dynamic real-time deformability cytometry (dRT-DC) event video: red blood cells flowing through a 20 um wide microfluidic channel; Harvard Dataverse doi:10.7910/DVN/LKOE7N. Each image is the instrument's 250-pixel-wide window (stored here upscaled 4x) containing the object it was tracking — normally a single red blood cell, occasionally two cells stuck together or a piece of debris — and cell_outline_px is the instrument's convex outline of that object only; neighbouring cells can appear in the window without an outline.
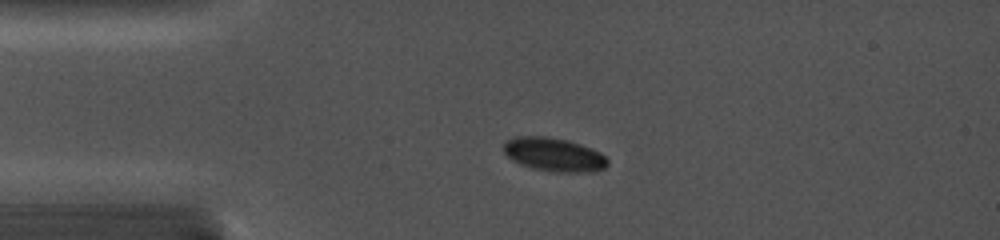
{"species": "common noctule bat (a hibernating species)", "species_latin": "Nyctalus noctula", "temperature_condition": "cold", "stored_images_in_passage": 20, "camera_frame_rate_fps": 5000, "um_per_image_px": 0.085, "animal": {"sex": "female", "body_mass_g": 19.0, "forearm_length_mm": 56.7}, "frame": {"image": 1, "passage_image": 10, "time_ms": 3.6, "image_size_px": [1000, 240], "cell_outline_px": [[608, 164], [604, 168], [596, 172], [556, 172], [532, 168], [520, 164], [512, 160], [504, 152], [504, 144], [508, 140], [516, 136], [548, 136], [568, 140], [580, 144], [600, 152], [608, 160]], "centroid_in_image_um": [47.1, 13.14], "position_along_channel_um": 37.9, "area_um2": 20.4}}
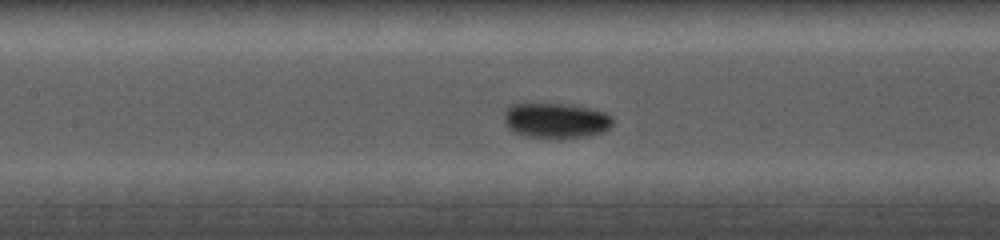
{"frame": {"image": 2, "passage_image": 16, "time_ms": 7.4, "image_size_px": [1000, 240], "cell_outline_px": [[612, 124], [604, 132], [584, 136], [560, 140], [548, 140], [524, 136], [512, 132], [508, 128], [504, 120], [504, 112], [512, 104], [524, 100], [532, 100], [572, 104], [604, 112], [612, 116]], "centroid_in_image_um": [47.16, 10.22], "position_along_channel_um": 160.2, "area_um2": 23.81}}
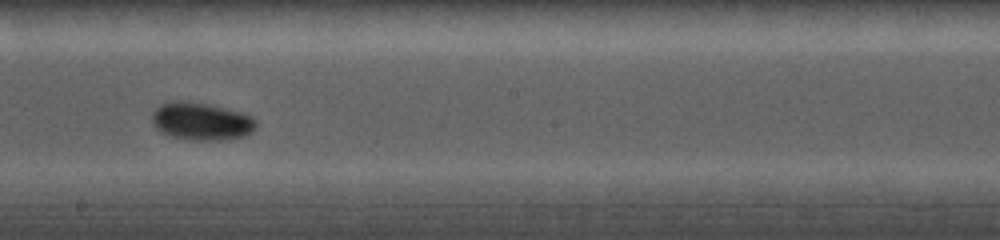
{"frame": {"image": 3, "passage_image": 19, "time_ms": 9.2, "image_size_px": [1000, 240], "cell_outline_px": [[256, 128], [252, 132], [244, 136], [220, 140], [192, 140], [172, 136], [156, 128], [152, 124], [152, 112], [160, 104], [172, 100], [176, 100], [204, 104], [224, 108], [240, 112], [252, 116], [256, 120]], "centroid_in_image_um": [17.11, 10.31], "position_along_channel_um": 231.1, "area_um2": 22.66}}